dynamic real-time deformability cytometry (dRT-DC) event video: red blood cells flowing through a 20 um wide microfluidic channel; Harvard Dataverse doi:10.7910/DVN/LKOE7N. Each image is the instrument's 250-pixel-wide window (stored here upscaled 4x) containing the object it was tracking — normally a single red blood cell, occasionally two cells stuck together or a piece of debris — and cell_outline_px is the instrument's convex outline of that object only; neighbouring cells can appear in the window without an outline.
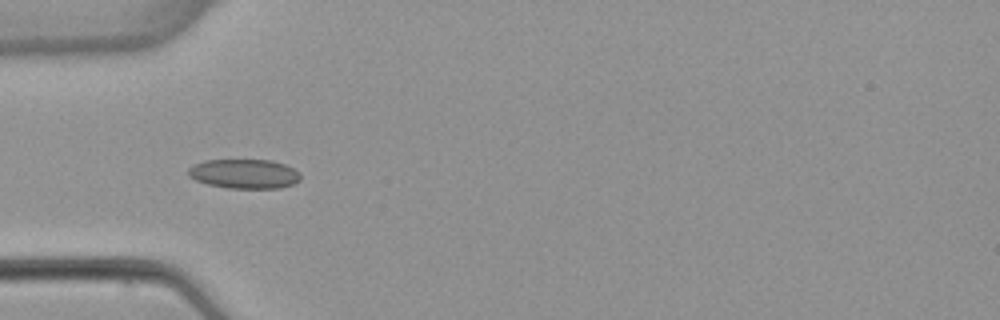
{"species": "common noctule bat (a hibernating species)", "species_latin": "Nyctalus noctula", "temperature_condition": "warm", "stored_images_in_passage": 7, "camera_frame_rate_fps": 3000, "um_per_image_px": 0.085, "animal": {"sex": "female", "body_mass_g": 22.7, "forearm_length_mm": 54.2}, "frame": {"image": 1, "passage_image": 5, "time_ms": 5.0, "image_size_px": [1000, 320], "cell_outline_px": [[300, 180], [292, 184], [280, 188], [228, 188], [208, 184], [196, 180], [188, 176], [188, 168], [204, 160], [272, 160], [284, 164], [292, 168], [300, 176]], "centroid_in_image_um": [20.74, 14.77], "position_along_channel_um": 64.3, "area_um2": 19.07}}
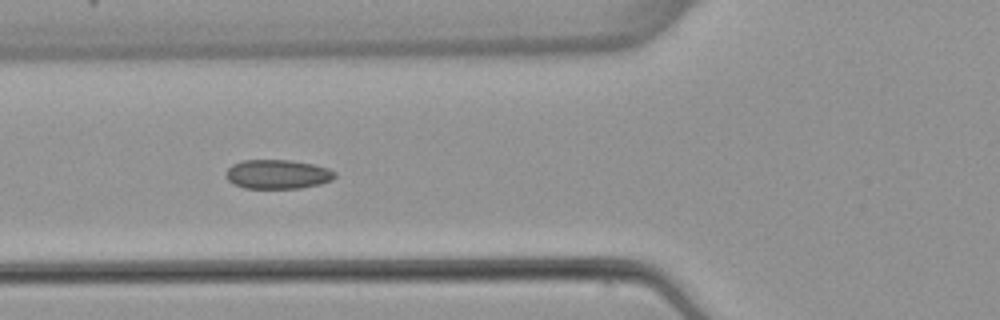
{"frame": {"image": 2, "passage_image": 6, "time_ms": 6.0, "image_size_px": [1000, 320], "cell_outline_px": [[336, 176], [332, 180], [320, 184], [300, 188], [244, 188], [232, 184], [228, 180], [224, 172], [232, 164], [244, 160], [292, 160], [312, 164], [328, 168], [336, 172]], "centroid_in_image_um": [23.58, 14.81], "position_along_channel_um": 102.2, "area_um2": 18.67}}
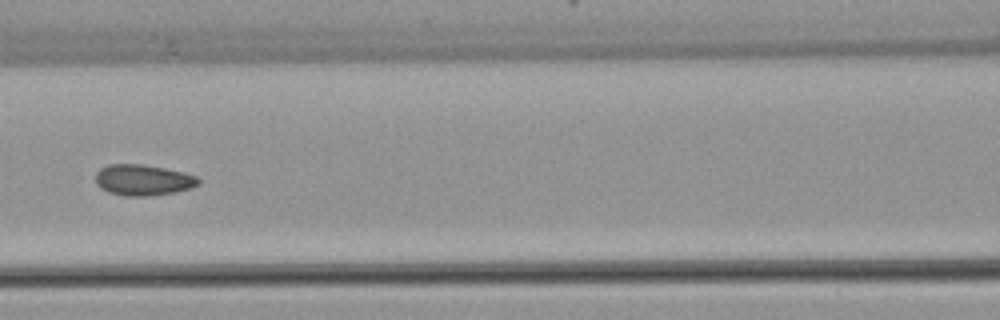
{"frame": {"image": 3, "passage_image": 7, "time_ms": 7.333, "image_size_px": [1000, 320], "cell_outline_px": [[200, 184], [192, 188], [172, 192], [148, 196], [124, 196], [108, 192], [100, 188], [96, 184], [96, 172], [100, 168], [108, 164], [144, 164], [184, 172], [196, 176], [200, 180]], "centroid_in_image_um": [12.15, 15.29], "position_along_channel_um": 154.5, "area_um2": 18.67}}